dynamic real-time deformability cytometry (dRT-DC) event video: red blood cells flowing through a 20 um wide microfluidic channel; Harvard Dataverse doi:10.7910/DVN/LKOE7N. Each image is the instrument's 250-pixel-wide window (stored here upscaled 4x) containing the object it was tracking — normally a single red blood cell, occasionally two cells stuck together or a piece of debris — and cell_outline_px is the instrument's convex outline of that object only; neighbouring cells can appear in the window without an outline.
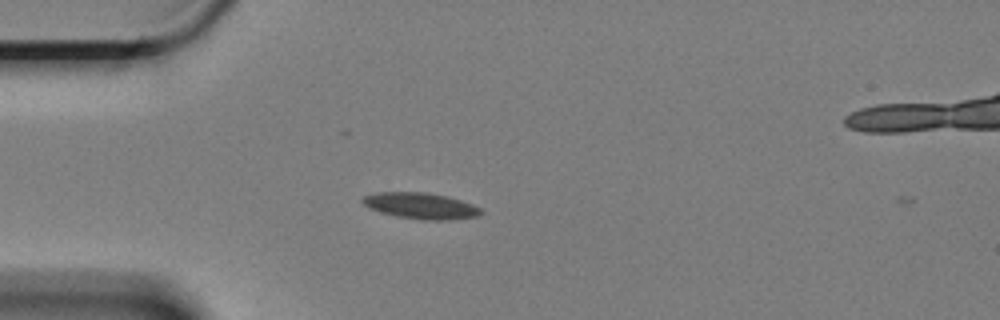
{"species": "Egyptian fruit bat (a non-hibernating species)", "species_latin": "Rousettus aegyptiacus", "temperature_condition": "cold", "stored_images_in_passage": 46, "segment_of_instrument_passage": [1, 2], "camera_frame_rate_fps": 3000, "um_per_image_px": 0.085, "animal": {"sex": "female"}, "frame": {"image": 1, "passage_image": 1, "time_ms": 0.0, "image_size_px": [1000, 320], "cell_outline_px": [[484, 212], [480, 216], [448, 220], [420, 220], [396, 216], [380, 212], [368, 208], [360, 200], [364, 196], [376, 192], [424, 192], [448, 196], [472, 204], [480, 208]], "centroid_in_image_um": [35.76, 17.5], "position_along_channel_um": 49.2, "area_um2": 18.21}}
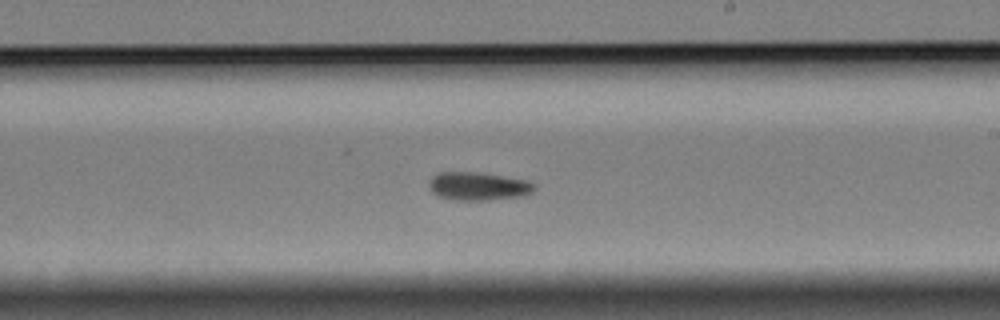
{"frame": {"image": 2, "passage_image": 20, "time_ms": 6.333, "image_size_px": [1000, 320], "cell_outline_px": [[536, 188], [528, 196], [488, 200], [452, 200], [440, 196], [432, 192], [428, 188], [428, 180], [436, 172], [480, 172], [528, 180], [536, 184]], "centroid_in_image_um": [40.67, 15.83], "position_along_channel_um": 248.3, "area_um2": 17.8}}
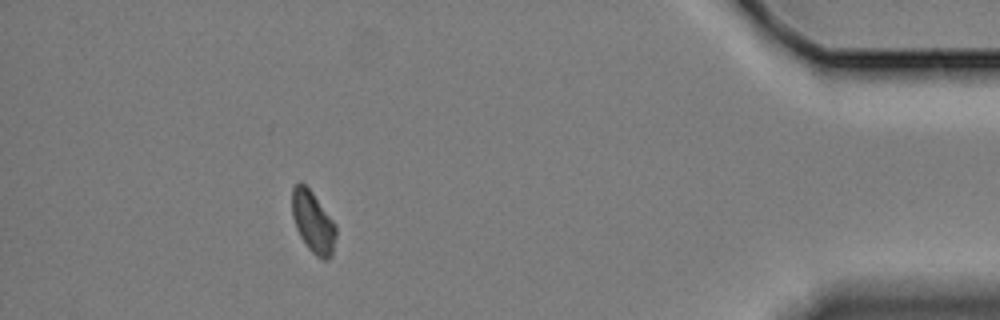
{"frame": {"image": 3, "passage_image": 39, "time_ms": 12.667, "image_size_px": [1000, 320], "cell_outline_px": [[336, 236], [332, 256], [328, 260], [324, 260], [316, 256], [308, 248], [300, 236], [296, 228], [292, 216], [292, 188], [300, 180], [312, 192], [336, 224]], "centroid_in_image_um": [26.61, 18.88], "position_along_channel_um": 408.6, "area_um2": 15.84}}